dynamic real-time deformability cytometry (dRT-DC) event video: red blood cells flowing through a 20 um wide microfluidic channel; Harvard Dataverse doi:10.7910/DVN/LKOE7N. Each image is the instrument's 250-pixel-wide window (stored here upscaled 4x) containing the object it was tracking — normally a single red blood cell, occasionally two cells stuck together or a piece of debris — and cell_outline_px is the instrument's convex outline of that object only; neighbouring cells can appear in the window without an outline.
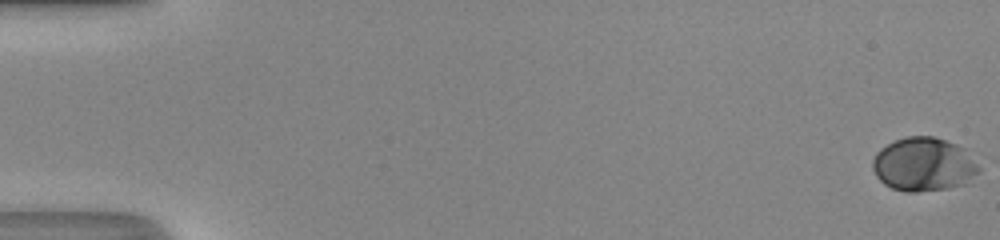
{"species": "human", "species_latin": "Homo sapiens", "temperature_condition": "room temperature", "stored_images_in_passage": 50, "camera_frame_rate_fps": 3000, "um_per_image_px": 0.085, "donor": {"sex": "male"}, "frame": {"image": 1, "passage_image": 1, "time_ms": 0.0, "image_size_px": [1000, 240], "cell_outline_px": [[980, 168], [964, 184], [948, 188], [916, 192], [904, 192], [892, 188], [884, 184], [876, 176], [872, 168], [872, 160], [876, 152], [880, 148], [896, 140], [908, 136], [932, 136], [956, 144], [964, 148]], "centroid_in_image_um": [78.46, 13.97], "position_along_channel_um": 6.5, "area_um2": 33.0}}
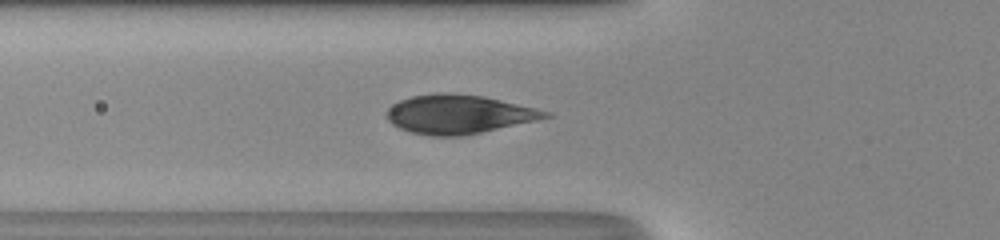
{"frame": {"image": 2, "passage_image": 20, "time_ms": 6.333, "image_size_px": [1000, 240], "cell_outline_px": [[552, 116], [536, 120], [464, 136], [432, 136], [412, 132], [400, 128], [392, 124], [388, 120], [388, 108], [392, 104], [400, 100], [412, 96], [484, 96], [552, 112]], "centroid_in_image_um": [39.02, 9.76], "position_along_channel_um": 86.8, "area_um2": 34.62}}
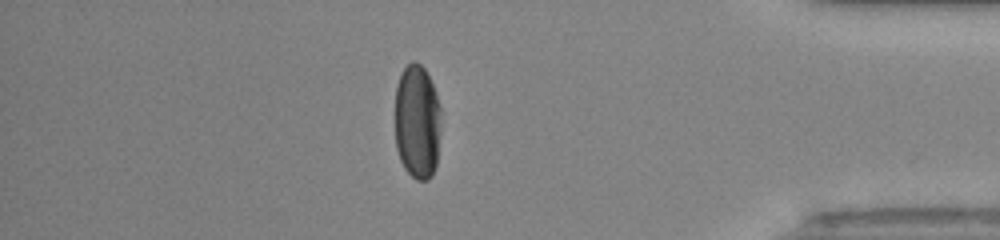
{"frame": {"image": 3, "passage_image": 44, "time_ms": 14.333, "image_size_px": [1000, 240], "cell_outline_px": [[440, 128], [436, 164], [432, 176], [428, 180], [416, 180], [404, 168], [400, 160], [396, 148], [396, 84], [404, 68], [412, 60], [416, 60], [424, 68], [436, 92], [440, 108]], "centroid_in_image_um": [35.46, 10.36], "position_along_channel_um": 399.7, "area_um2": 30.81}}